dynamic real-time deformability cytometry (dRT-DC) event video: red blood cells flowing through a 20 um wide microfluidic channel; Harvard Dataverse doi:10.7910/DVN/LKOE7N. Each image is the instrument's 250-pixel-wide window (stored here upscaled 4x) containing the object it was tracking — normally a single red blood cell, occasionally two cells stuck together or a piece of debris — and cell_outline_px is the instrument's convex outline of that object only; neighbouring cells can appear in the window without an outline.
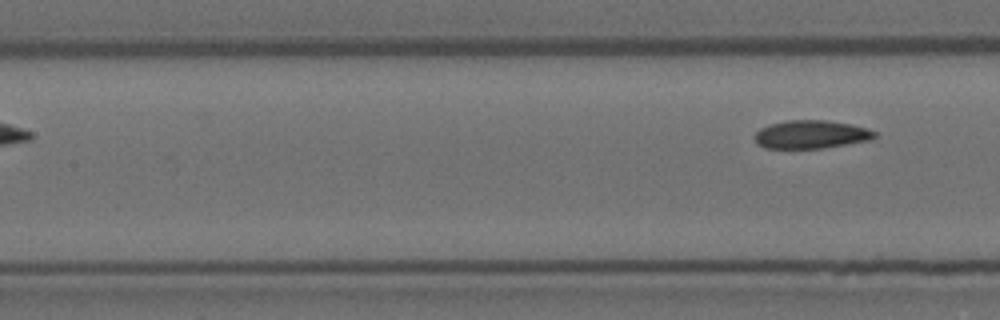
{"species": "Egyptian fruit bat (a non-hibernating species)", "species_latin": "Rousettus aegyptiacus", "temperature_condition": "room temperature", "stored_images_in_passage": 7, "segment_of_instrument_passage": [2, 2], "camera_frame_rate_fps": 3000, "um_per_image_px": 0.085, "animal": {"sex": "female"}, "frame": {"image": 1, "passage_image": 7, "time_ms": 2.0, "image_size_px": [1000, 320], "cell_outline_px": [[876, 136], [872, 140], [824, 148], [764, 148], [756, 144], [756, 132], [760, 128], [784, 120], [824, 120], [852, 124], [868, 128], [876, 132]], "centroid_in_image_um": [68.97, 11.43], "position_along_channel_um": 138.4, "area_um2": 19.83}}